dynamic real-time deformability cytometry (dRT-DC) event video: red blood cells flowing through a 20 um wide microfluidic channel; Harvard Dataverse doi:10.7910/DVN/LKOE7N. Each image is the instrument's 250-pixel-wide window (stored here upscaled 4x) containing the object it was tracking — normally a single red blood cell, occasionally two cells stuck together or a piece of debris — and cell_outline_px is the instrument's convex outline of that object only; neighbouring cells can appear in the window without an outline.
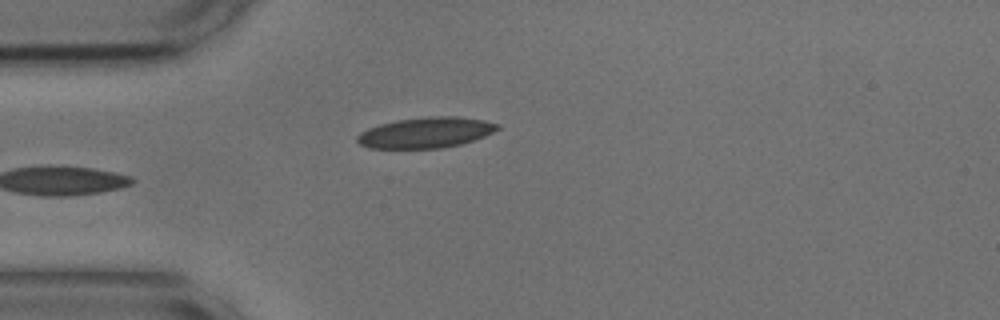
{"species": "common noctule bat (a hibernating species)", "species_latin": "Nyctalus noctula", "temperature_condition": "cold", "stored_images_in_passage": 39, "camera_frame_rate_fps": 3000, "um_per_image_px": 0.085, "animal": {"sex": "male", "body_mass_g": 17.9, "forearm_length_mm": 54.2}, "frame": {"image": 1, "passage_image": 1, "time_ms": 0.0, "image_size_px": [1000, 320], "cell_outline_px": [[500, 128], [484, 136], [460, 144], [440, 148], [368, 148], [360, 144], [356, 140], [356, 136], [360, 132], [368, 128], [380, 124], [396, 120], [428, 116], [456, 116], [484, 120], [500, 124]], "centroid_in_image_um": [36.17, 11.26], "position_along_channel_um": 48.8, "area_um2": 25.03}}
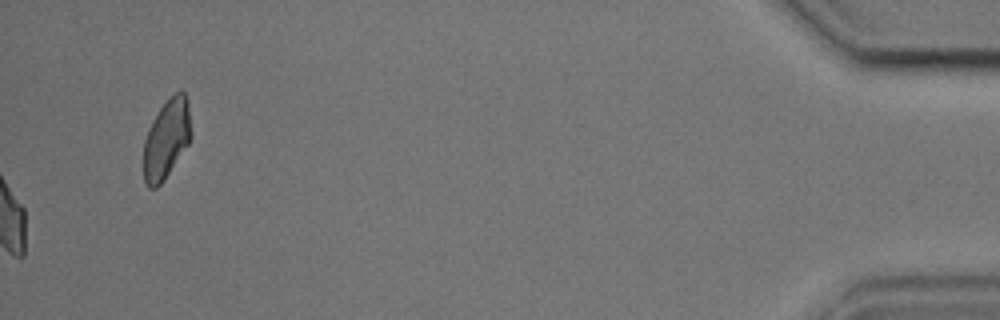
{"frame": {"image": 2, "passage_image": 39, "time_ms": 12.667, "image_size_px": [1000, 320], "cell_outline_px": [[192, 136], [188, 144], [164, 180], [156, 188], [148, 188], [144, 180], [144, 140], [148, 128], [152, 120], [160, 108], [176, 92], [184, 92], [188, 100], [192, 132]], "centroid_in_image_um": [14.16, 11.82], "position_along_channel_um": 421.0, "area_um2": 21.91}, "authors_computed_cell_mechanics": {"area_um2": 22.0218, "velocity_mm_per_s": 3.6394, "shape_relaxation_time_tau1_ms": 2.6686, "shape_relaxation_time_tau2_ms": 2.8479, "deformation_change_tau1": 0.067, "deformation_change_tau2": 0.0397}}